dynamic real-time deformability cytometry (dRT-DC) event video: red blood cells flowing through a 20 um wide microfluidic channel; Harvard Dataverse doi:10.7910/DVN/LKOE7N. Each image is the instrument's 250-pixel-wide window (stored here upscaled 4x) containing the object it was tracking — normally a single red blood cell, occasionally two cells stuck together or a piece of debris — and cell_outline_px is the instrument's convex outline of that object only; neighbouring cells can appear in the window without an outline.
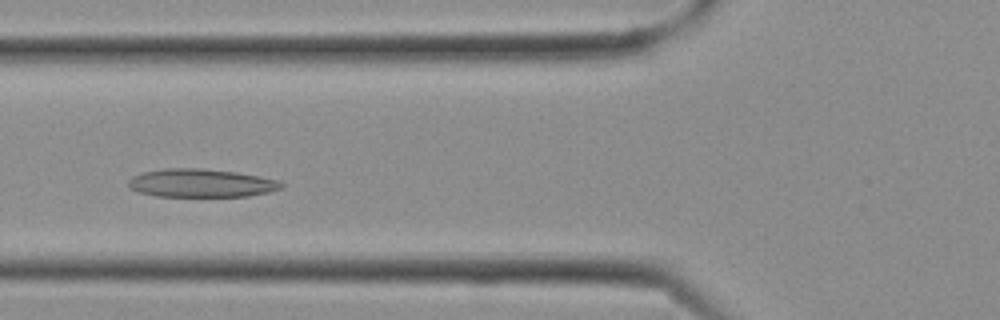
{"species": "Egyptian fruit bat (a non-hibernating species)", "species_latin": "Rousettus aegyptiacus", "temperature_condition": "cold", "stored_images_in_passage": 10, "camera_frame_rate_fps": 3000, "um_per_image_px": 0.085, "frame": {"image": 1, "passage_image": 7, "time_ms": 2.0, "image_size_px": [1000, 320], "cell_outline_px": [[284, 188], [268, 192], [248, 196], [156, 196], [140, 192], [128, 188], [128, 180], [132, 176], [144, 172], [164, 168], [200, 168], [236, 172], [260, 176], [276, 180], [284, 184]], "centroid_in_image_um": [17.08, 15.56], "position_along_channel_um": 108.7, "area_um2": 25.2}}
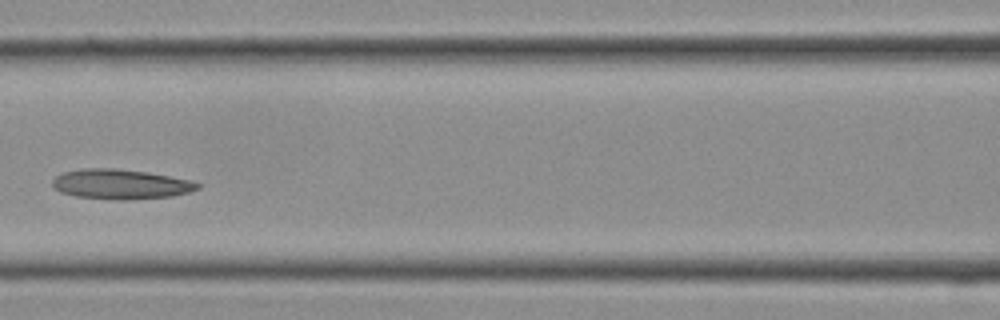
{"frame": {"image": 2, "passage_image": 9, "time_ms": 2.667, "image_size_px": [1000, 320], "cell_outline_px": [[200, 188], [188, 192], [172, 196], [132, 200], [128, 200], [76, 196], [60, 192], [52, 184], [52, 180], [56, 176], [64, 172], [80, 168], [116, 168], [148, 172], [192, 180], [200, 184]], "centroid_in_image_um": [10.28, 15.64], "position_along_channel_um": 156.3, "area_um2": 25.26}}